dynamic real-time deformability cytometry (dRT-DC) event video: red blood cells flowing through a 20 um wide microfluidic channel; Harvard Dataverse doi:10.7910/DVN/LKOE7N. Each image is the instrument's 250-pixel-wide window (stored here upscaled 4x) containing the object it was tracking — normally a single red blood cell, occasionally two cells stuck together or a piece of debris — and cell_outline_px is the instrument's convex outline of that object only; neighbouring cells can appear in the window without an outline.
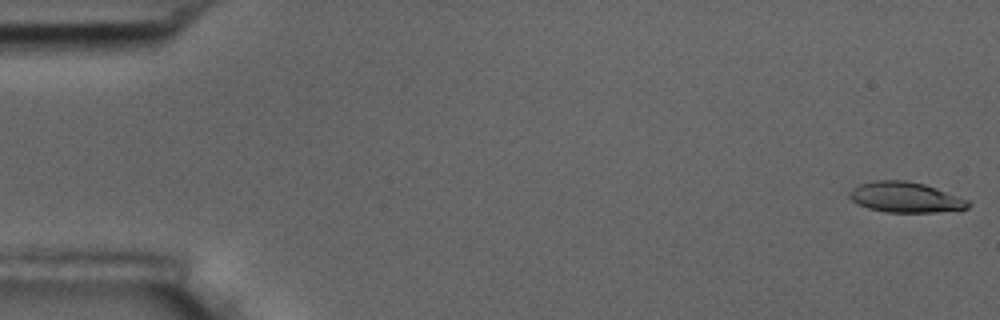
{"species": "common noctule bat (a hibernating species)", "species_latin": "Nyctalus noctula", "temperature_condition": "room temperature", "stored_images_in_passage": 6, "camera_frame_rate_fps": 3000, "um_per_image_px": 0.085, "animal": {"sex": "male", "body_mass_g": 17.5, "forearm_length_mm": 52.3}, "frame": {"image": 1, "passage_image": 1, "time_ms": 0.0, "image_size_px": [1000, 320], "cell_outline_px": [[972, 204], [968, 208], [960, 212], [884, 212], [868, 208], [856, 204], [848, 196], [848, 192], [852, 188], [860, 184], [876, 180], [904, 180], [924, 184], [936, 188], [968, 200]], "centroid_in_image_um": [76.99, 16.79], "position_along_channel_um": 8.0, "area_um2": 21.39}}
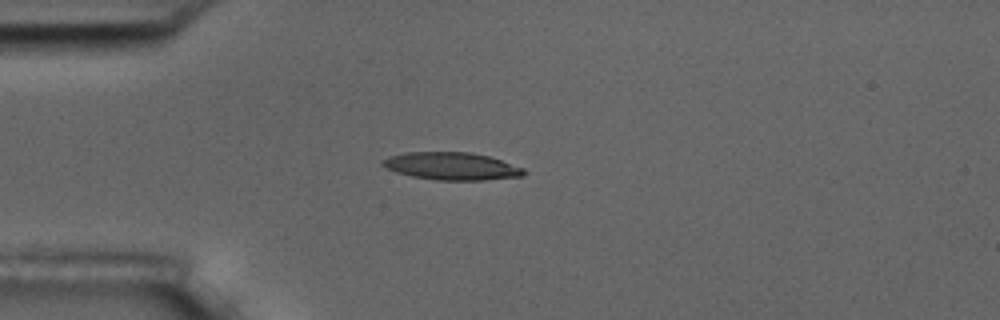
{"frame": {"image": 2, "passage_image": 5, "time_ms": 4.667, "image_size_px": [1000, 320], "cell_outline_px": [[528, 172], [524, 176], [484, 180], [436, 180], [412, 176], [396, 172], [380, 164], [380, 160], [388, 156], [404, 152], [472, 152], [488, 156], [524, 168]], "centroid_in_image_um": [38.38, 14.12], "position_along_channel_um": 46.6, "area_um2": 22.83}}
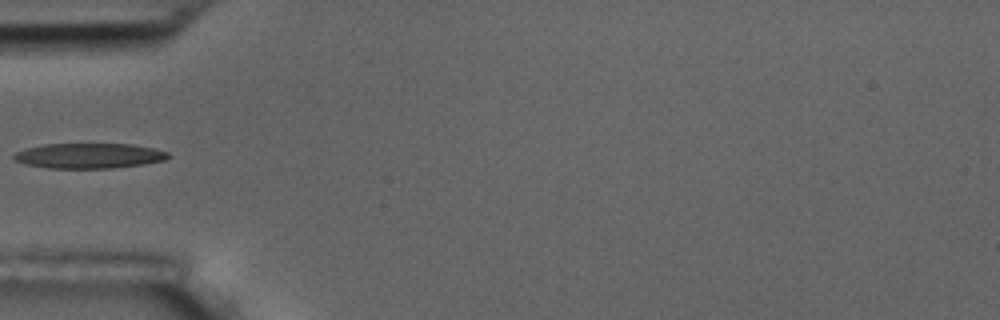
{"frame": {"image": 3, "passage_image": 6, "time_ms": 6.0, "image_size_px": [1000, 320], "cell_outline_px": [[172, 156], [168, 160], [144, 164], [112, 168], [48, 168], [24, 164], [16, 160], [12, 156], [16, 152], [28, 148], [44, 144], [132, 144], [152, 148], [168, 152]], "centroid_in_image_um": [7.62, 13.24], "position_along_channel_um": 77.4, "area_um2": 22.66}}